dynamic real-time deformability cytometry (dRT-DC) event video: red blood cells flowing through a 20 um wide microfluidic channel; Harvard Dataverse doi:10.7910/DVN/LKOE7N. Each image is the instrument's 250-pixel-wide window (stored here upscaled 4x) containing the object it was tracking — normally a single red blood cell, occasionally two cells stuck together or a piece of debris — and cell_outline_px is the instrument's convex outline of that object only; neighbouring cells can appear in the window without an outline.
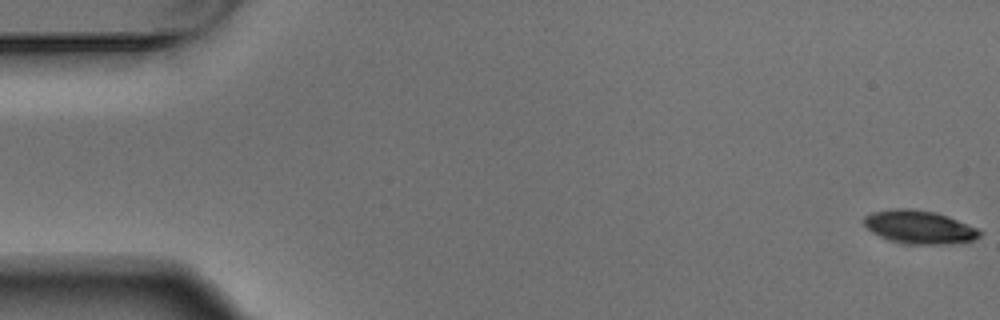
{"species": "Egyptian fruit bat (a non-hibernating species)", "species_latin": "Rousettus aegyptiacus", "temperature_condition": "warm", "stored_images_in_passage": 5, "camera_frame_rate_fps": 3000, "um_per_image_px": 0.085, "animal": {"sex": "male"}, "frame": {"image": 1, "passage_image": 1, "time_ms": 0.0, "image_size_px": [1000, 320], "cell_outline_px": [[984, 232], [980, 236], [972, 240], [948, 244], [904, 244], [880, 236], [872, 232], [864, 224], [864, 216], [872, 212], [892, 208], [912, 208], [936, 212], [948, 216], [976, 228]], "centroid_in_image_um": [78.13, 19.29], "position_along_channel_um": 6.9, "area_um2": 22.43}}
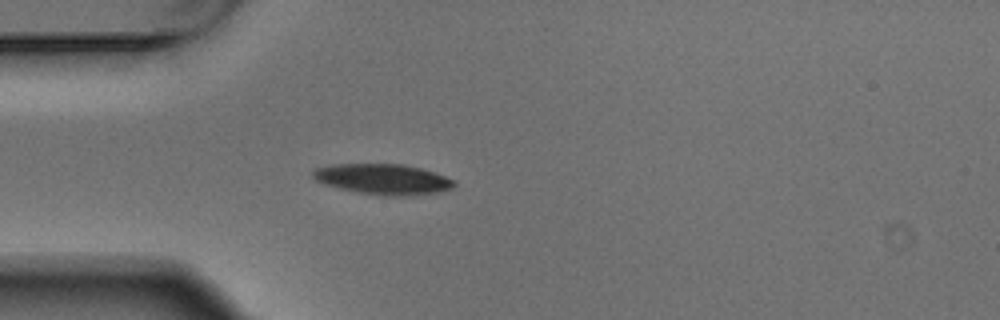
{"frame": {"image": 2, "passage_image": 5, "time_ms": 1.333, "image_size_px": [1000, 320], "cell_outline_px": [[456, 184], [452, 188], [440, 192], [408, 196], [384, 196], [356, 192], [324, 184], [316, 180], [312, 176], [312, 172], [316, 168], [332, 164], [404, 164], [420, 168], [444, 176], [452, 180]], "centroid_in_image_um": [32.54, 15.24], "position_along_channel_um": 52.5, "area_um2": 25.09}}